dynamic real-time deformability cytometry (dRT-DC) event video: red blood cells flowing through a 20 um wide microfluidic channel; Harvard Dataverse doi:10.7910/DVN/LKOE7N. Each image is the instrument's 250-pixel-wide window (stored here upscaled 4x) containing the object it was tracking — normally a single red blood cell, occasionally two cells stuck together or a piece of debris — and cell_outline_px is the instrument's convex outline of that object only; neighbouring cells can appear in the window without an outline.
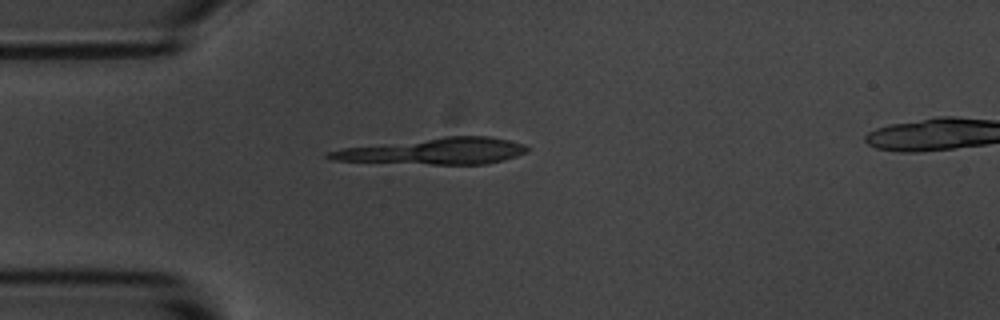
{"species": "common noctule bat (a hibernating species)", "species_latin": "Nyctalus noctula", "temperature_condition": "room temperature", "stored_images_in_passage": 4, "camera_frame_rate_fps": 3000, "um_per_image_px": 0.085, "animal": {"sex": "male", "body_mass_g": 20.1, "forearm_length_mm": 53.5}, "frame": {"image": 1, "passage_image": 1, "time_ms": 0.0, "image_size_px": [1000, 320], "cell_outline_px": [[528, 152], [504, 160], [484, 164], [432, 164], [332, 160], [324, 156], [324, 152], [344, 148], [444, 136], [488, 136], [508, 140], [524, 144], [528, 148]], "centroid_in_image_um": [36.94, 12.84], "position_along_channel_um": 48.1, "area_um2": 30.17}}
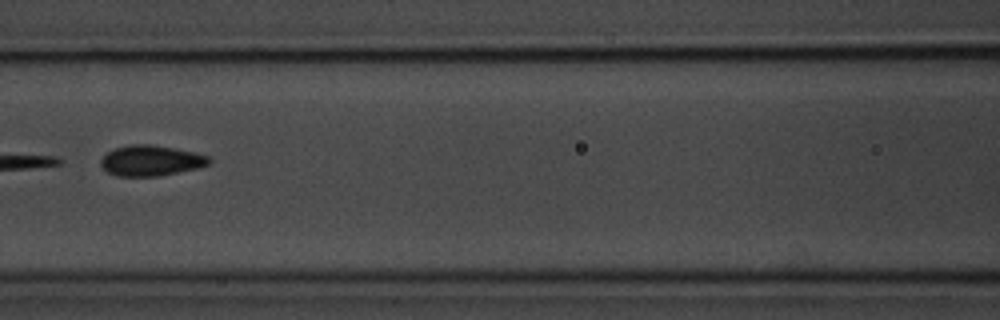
{"frame": {"image": 2, "passage_image": 4, "time_ms": 3.333, "image_size_px": [1000, 320], "cell_outline_px": [[212, 160], [208, 164], [196, 168], [160, 176], [116, 176], [108, 172], [100, 164], [100, 160], [108, 152], [116, 148], [128, 144], [152, 144], [176, 148], [196, 152], [208, 156]], "centroid_in_image_um": [12.83, 13.64], "position_along_channel_um": 153.8, "area_um2": 19.31}}